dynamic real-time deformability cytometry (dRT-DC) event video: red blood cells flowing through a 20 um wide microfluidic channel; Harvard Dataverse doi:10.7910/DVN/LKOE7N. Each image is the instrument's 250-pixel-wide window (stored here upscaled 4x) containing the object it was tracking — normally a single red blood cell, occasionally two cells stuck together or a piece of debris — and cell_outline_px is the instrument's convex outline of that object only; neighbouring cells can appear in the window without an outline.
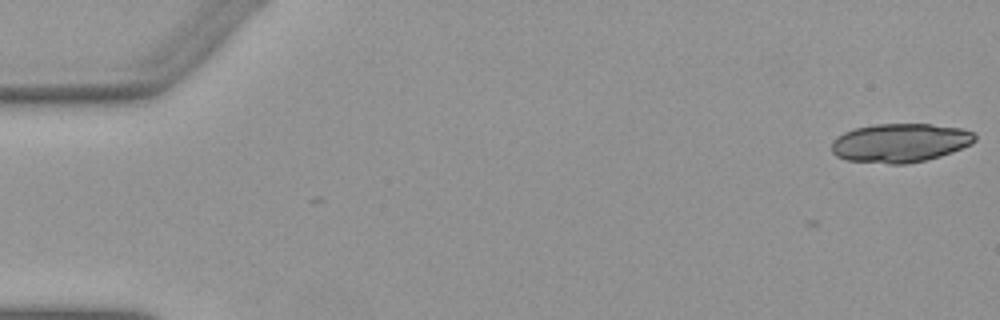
{"species": "Egyptian fruit bat (a non-hibernating species)", "species_latin": "Rousettus aegyptiacus", "temperature_condition": "warm", "stored_images_in_passage": 7, "camera_frame_rate_fps": 3000, "um_per_image_px": 0.085, "animal": {"sex": "female"}, "frame": {"image": 1, "passage_image": 1, "time_ms": 0.0, "image_size_px": [1000, 320], "cell_outline_px": [[976, 140], [972, 144], [952, 152], [940, 156], [908, 164], [888, 164], [848, 160], [836, 156], [832, 152], [832, 144], [844, 132], [856, 128], [872, 124], [928, 124], [960, 128], [972, 132], [976, 136]], "centroid_in_image_um": [76.53, 12.15], "position_along_channel_um": 8.5, "area_um2": 32.25}}